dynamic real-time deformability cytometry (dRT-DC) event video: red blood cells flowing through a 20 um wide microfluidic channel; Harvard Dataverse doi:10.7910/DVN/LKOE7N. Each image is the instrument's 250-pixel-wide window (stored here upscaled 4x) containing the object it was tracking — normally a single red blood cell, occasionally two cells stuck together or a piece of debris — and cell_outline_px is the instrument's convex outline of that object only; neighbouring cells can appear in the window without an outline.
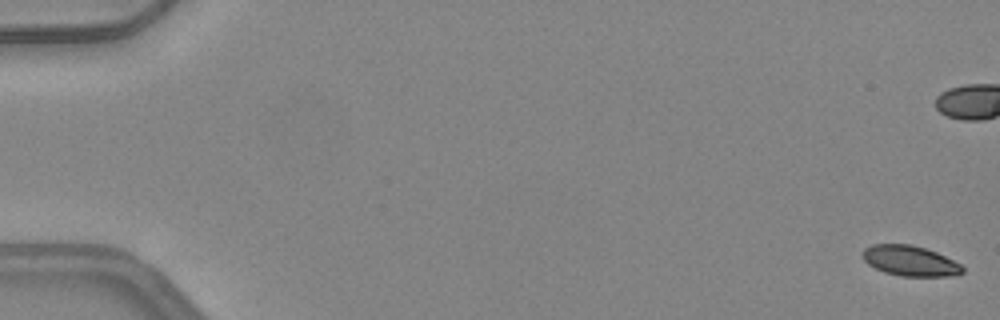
{"species": "common noctule bat (a hibernating species)", "species_latin": "Nyctalus noctula", "temperature_condition": "warm", "stored_images_in_passage": 15, "camera_frame_rate_fps": 3000, "um_per_image_px": 0.085, "animal": {"sex": "female", "body_mass_g": 24.6, "forearm_length_mm": 56.2}, "frame": {"image": 1, "passage_image": 1, "time_ms": 0.0, "image_size_px": [1000, 320], "cell_outline_px": [[964, 272], [952, 276], [900, 276], [884, 272], [868, 264], [860, 256], [860, 252], [864, 248], [872, 244], [912, 244], [936, 252], [960, 264], [964, 268]], "centroid_in_image_um": [77.31, 22.16], "position_along_channel_um": 7.7, "area_um2": 17.74}}